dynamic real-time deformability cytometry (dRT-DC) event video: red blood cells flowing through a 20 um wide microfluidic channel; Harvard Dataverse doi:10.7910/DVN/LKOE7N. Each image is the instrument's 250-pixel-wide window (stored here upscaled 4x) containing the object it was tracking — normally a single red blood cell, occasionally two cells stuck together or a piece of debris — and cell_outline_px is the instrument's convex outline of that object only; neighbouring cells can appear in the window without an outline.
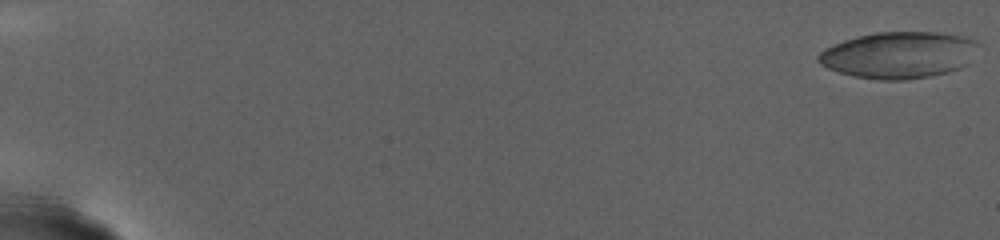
{"species": "human", "species_latin": "Homo sapiens", "temperature_condition": "warm", "stored_images_in_passage": 37, "camera_frame_rate_fps": 3000, "um_per_image_px": 0.085, "donor": {"sex": "female"}, "frame": {"image": 1, "passage_image": 1, "time_ms": 0.0, "image_size_px": [1000, 240], "cell_outline_px": [[980, 44], [964, 64], [960, 68], [948, 72], [928, 76], [904, 80], [884, 80], [856, 76], [840, 72], [828, 68], [820, 64], [816, 60], [816, 56], [824, 48], [832, 44], [844, 40], [876, 32], [936, 32], [964, 36], [976, 40]], "centroid_in_image_um": [76.37, 4.66], "position_along_channel_um": 8.6, "area_um2": 43.12}}
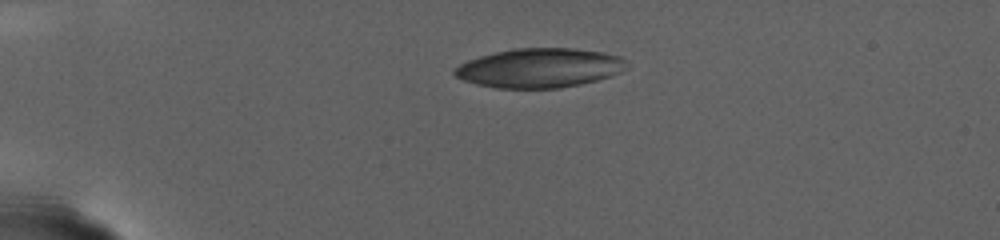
{"frame": {"image": 2, "passage_image": 25, "time_ms": 8.0, "image_size_px": [1000, 240], "cell_outline_px": [[628, 64], [620, 72], [596, 80], [580, 84], [560, 88], [496, 88], [464, 80], [456, 76], [452, 72], [460, 64], [468, 60], [480, 56], [512, 48], [576, 48], [604, 52], [620, 56], [628, 60]], "centroid_in_image_um": [45.89, 5.76], "position_along_channel_um": 39.1, "area_um2": 39.3}}